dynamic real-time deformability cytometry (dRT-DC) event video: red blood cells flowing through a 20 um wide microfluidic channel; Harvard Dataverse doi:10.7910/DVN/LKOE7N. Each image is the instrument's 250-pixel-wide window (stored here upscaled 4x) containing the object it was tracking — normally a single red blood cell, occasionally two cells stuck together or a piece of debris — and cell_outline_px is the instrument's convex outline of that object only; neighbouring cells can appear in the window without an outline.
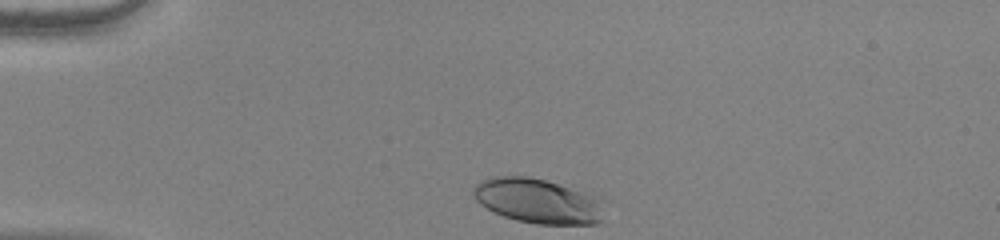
{"species": "human", "species_latin": "Homo sapiens", "temperature_condition": "warm", "stored_images_in_passage": 33, "camera_frame_rate_fps": 3000, "um_per_image_px": 0.085, "donor": {"sex": "female"}, "frame": {"image": 1, "passage_image": 1, "time_ms": 0.0, "image_size_px": [1000, 240], "cell_outline_px": [[604, 220], [596, 224], [536, 224], [516, 220], [504, 216], [480, 204], [472, 196], [472, 188], [480, 180], [492, 176], [528, 176], [544, 180], [580, 192], [596, 200]], "centroid_in_image_um": [45.58, 17.09], "position_along_channel_um": 39.4, "area_um2": 33.29}}
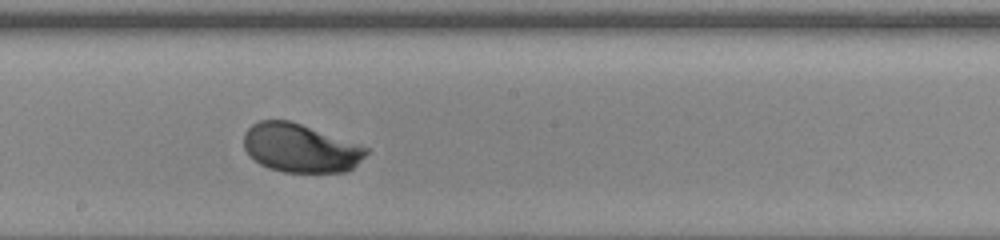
{"frame": {"image": 2, "passage_image": 19, "time_ms": 6.0, "image_size_px": [1000, 240], "cell_outline_px": [[372, 148], [352, 168], [344, 172], [284, 172], [268, 168], [260, 164], [244, 148], [244, 132], [252, 124], [260, 120], [292, 120]], "centroid_in_image_um": [25.55, 12.56], "position_along_channel_um": 222.6, "area_um2": 34.85}}
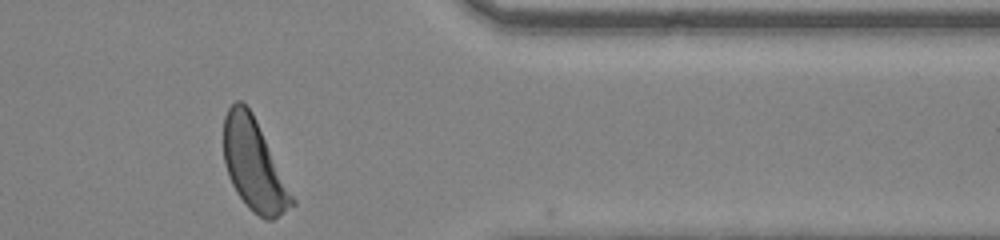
{"frame": {"image": 3, "passage_image": 33, "time_ms": 10.667, "image_size_px": [1000, 240], "cell_outline_px": [[296, 204], [272, 220], [264, 220], [252, 212], [248, 208], [236, 192], [228, 176], [224, 164], [224, 116], [228, 108], [236, 100], [240, 100], [252, 112], [296, 200]], "centroid_in_image_um": [21.58, 14.05], "position_along_channel_um": 389.8, "area_um2": 36.24}, "authors_computed_cell_mechanics": {"area_um2": 34.969, "velocity_mm_per_s": 3.858, "shape_relaxation_time_tau1_ms": 1.9555, "shape_relaxation_time_tau2_ms": null, "deformation_change_tau1": 0.1541, "deformation_change_tau2": null}}